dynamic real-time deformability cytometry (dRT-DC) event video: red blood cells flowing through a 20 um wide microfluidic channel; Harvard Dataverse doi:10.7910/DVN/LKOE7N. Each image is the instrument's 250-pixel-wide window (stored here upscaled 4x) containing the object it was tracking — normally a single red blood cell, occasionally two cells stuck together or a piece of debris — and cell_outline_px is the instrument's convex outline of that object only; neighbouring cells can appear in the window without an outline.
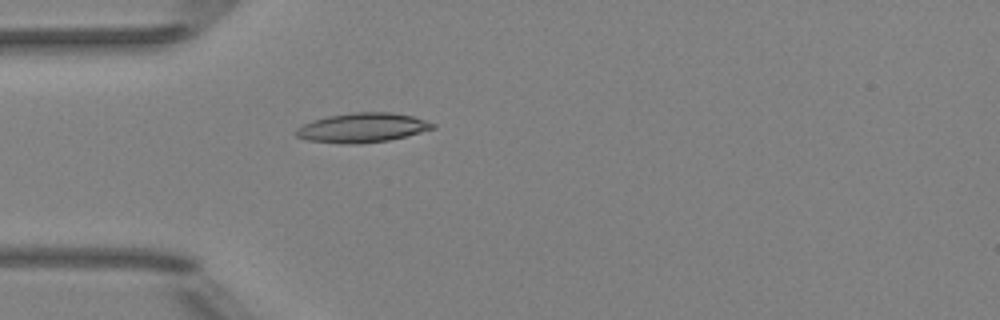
{"species": "Egyptian fruit bat (a non-hibernating species)", "species_latin": "Rousettus aegyptiacus", "temperature_condition": "room temperature", "stored_images_in_passage": 4, "camera_frame_rate_fps": 3000, "um_per_image_px": 0.085, "animal": {"sex": "female"}, "frame": {"image": 1, "passage_image": 4, "time_ms": 4.333, "image_size_px": [1000, 320], "cell_outline_px": [[436, 128], [388, 140], [360, 144], [344, 144], [308, 140], [296, 136], [296, 128], [312, 120], [328, 116], [352, 112], [392, 112], [412, 116], [436, 124]], "centroid_in_image_um": [30.79, 10.85], "position_along_channel_um": 54.2, "area_um2": 23.35}}